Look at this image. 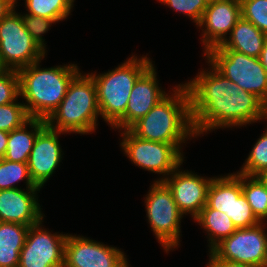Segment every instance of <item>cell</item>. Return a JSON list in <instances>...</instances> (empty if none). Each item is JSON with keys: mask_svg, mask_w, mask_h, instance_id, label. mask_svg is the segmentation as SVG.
<instances>
[{"mask_svg": "<svg viewBox=\"0 0 267 267\" xmlns=\"http://www.w3.org/2000/svg\"><path fill=\"white\" fill-rule=\"evenodd\" d=\"M207 63L209 71H200L184 84L196 136L267 119V106L256 95L246 92Z\"/></svg>", "mask_w": 267, "mask_h": 267, "instance_id": "obj_1", "label": "cell"}, {"mask_svg": "<svg viewBox=\"0 0 267 267\" xmlns=\"http://www.w3.org/2000/svg\"><path fill=\"white\" fill-rule=\"evenodd\" d=\"M129 130L138 138L173 144L182 151L181 143L196 137L186 86H175L171 95L163 98Z\"/></svg>", "mask_w": 267, "mask_h": 267, "instance_id": "obj_2", "label": "cell"}, {"mask_svg": "<svg viewBox=\"0 0 267 267\" xmlns=\"http://www.w3.org/2000/svg\"><path fill=\"white\" fill-rule=\"evenodd\" d=\"M41 61L17 71L20 96L30 118L47 120L58 108L72 79L80 72L77 64L40 68Z\"/></svg>", "mask_w": 267, "mask_h": 267, "instance_id": "obj_3", "label": "cell"}, {"mask_svg": "<svg viewBox=\"0 0 267 267\" xmlns=\"http://www.w3.org/2000/svg\"><path fill=\"white\" fill-rule=\"evenodd\" d=\"M107 73H89L95 83L100 116L120 131L125 130V110L137 79L153 64L146 56H133Z\"/></svg>", "mask_w": 267, "mask_h": 267, "instance_id": "obj_4", "label": "cell"}, {"mask_svg": "<svg viewBox=\"0 0 267 267\" xmlns=\"http://www.w3.org/2000/svg\"><path fill=\"white\" fill-rule=\"evenodd\" d=\"M100 110L92 76L79 72L70 82L58 108L46 124L63 133L91 134L95 132Z\"/></svg>", "mask_w": 267, "mask_h": 267, "instance_id": "obj_5", "label": "cell"}, {"mask_svg": "<svg viewBox=\"0 0 267 267\" xmlns=\"http://www.w3.org/2000/svg\"><path fill=\"white\" fill-rule=\"evenodd\" d=\"M204 55L219 73L267 106V71L258 57L234 50H208Z\"/></svg>", "mask_w": 267, "mask_h": 267, "instance_id": "obj_6", "label": "cell"}, {"mask_svg": "<svg viewBox=\"0 0 267 267\" xmlns=\"http://www.w3.org/2000/svg\"><path fill=\"white\" fill-rule=\"evenodd\" d=\"M146 194V216L159 244L168 253L180 244L181 219L171 190L163 181H154Z\"/></svg>", "mask_w": 267, "mask_h": 267, "instance_id": "obj_7", "label": "cell"}, {"mask_svg": "<svg viewBox=\"0 0 267 267\" xmlns=\"http://www.w3.org/2000/svg\"><path fill=\"white\" fill-rule=\"evenodd\" d=\"M45 53L25 29L15 8L0 21V57L7 69L18 71L43 60Z\"/></svg>", "mask_w": 267, "mask_h": 267, "instance_id": "obj_8", "label": "cell"}, {"mask_svg": "<svg viewBox=\"0 0 267 267\" xmlns=\"http://www.w3.org/2000/svg\"><path fill=\"white\" fill-rule=\"evenodd\" d=\"M120 136L123 138L121 148L130 161L142 169L164 176L156 181L165 180L184 162L183 152L173 144L138 138L129 129L122 130Z\"/></svg>", "mask_w": 267, "mask_h": 267, "instance_id": "obj_9", "label": "cell"}, {"mask_svg": "<svg viewBox=\"0 0 267 267\" xmlns=\"http://www.w3.org/2000/svg\"><path fill=\"white\" fill-rule=\"evenodd\" d=\"M266 223L237 229L222 239L209 252V259H222L253 267H267Z\"/></svg>", "mask_w": 267, "mask_h": 267, "instance_id": "obj_10", "label": "cell"}, {"mask_svg": "<svg viewBox=\"0 0 267 267\" xmlns=\"http://www.w3.org/2000/svg\"><path fill=\"white\" fill-rule=\"evenodd\" d=\"M42 221L29 227L20 251L18 267H64L65 242L68 234H52L42 228Z\"/></svg>", "mask_w": 267, "mask_h": 267, "instance_id": "obj_11", "label": "cell"}, {"mask_svg": "<svg viewBox=\"0 0 267 267\" xmlns=\"http://www.w3.org/2000/svg\"><path fill=\"white\" fill-rule=\"evenodd\" d=\"M123 251L88 237L67 235L64 267H124L128 261Z\"/></svg>", "mask_w": 267, "mask_h": 267, "instance_id": "obj_12", "label": "cell"}, {"mask_svg": "<svg viewBox=\"0 0 267 267\" xmlns=\"http://www.w3.org/2000/svg\"><path fill=\"white\" fill-rule=\"evenodd\" d=\"M178 166L163 182L171 190L177 208L195 219L207 204L208 189L212 178L200 177L193 172L180 171Z\"/></svg>", "mask_w": 267, "mask_h": 267, "instance_id": "obj_13", "label": "cell"}, {"mask_svg": "<svg viewBox=\"0 0 267 267\" xmlns=\"http://www.w3.org/2000/svg\"><path fill=\"white\" fill-rule=\"evenodd\" d=\"M241 17L240 0L210 1L197 25L202 28L204 53L221 45Z\"/></svg>", "mask_w": 267, "mask_h": 267, "instance_id": "obj_14", "label": "cell"}, {"mask_svg": "<svg viewBox=\"0 0 267 267\" xmlns=\"http://www.w3.org/2000/svg\"><path fill=\"white\" fill-rule=\"evenodd\" d=\"M61 133L64 134L46 125L35 139L27 165L31 179L40 188L50 179L62 160L58 140Z\"/></svg>", "mask_w": 267, "mask_h": 267, "instance_id": "obj_15", "label": "cell"}, {"mask_svg": "<svg viewBox=\"0 0 267 267\" xmlns=\"http://www.w3.org/2000/svg\"><path fill=\"white\" fill-rule=\"evenodd\" d=\"M41 188L0 190V222L32 226L43 220L37 191Z\"/></svg>", "mask_w": 267, "mask_h": 267, "instance_id": "obj_16", "label": "cell"}, {"mask_svg": "<svg viewBox=\"0 0 267 267\" xmlns=\"http://www.w3.org/2000/svg\"><path fill=\"white\" fill-rule=\"evenodd\" d=\"M157 72L152 64L135 82L125 110V129H129L140 118L165 98L168 93L158 86Z\"/></svg>", "mask_w": 267, "mask_h": 267, "instance_id": "obj_17", "label": "cell"}, {"mask_svg": "<svg viewBox=\"0 0 267 267\" xmlns=\"http://www.w3.org/2000/svg\"><path fill=\"white\" fill-rule=\"evenodd\" d=\"M267 34L241 17L225 41L209 50H234L250 57H260Z\"/></svg>", "mask_w": 267, "mask_h": 267, "instance_id": "obj_18", "label": "cell"}, {"mask_svg": "<svg viewBox=\"0 0 267 267\" xmlns=\"http://www.w3.org/2000/svg\"><path fill=\"white\" fill-rule=\"evenodd\" d=\"M46 125V120L30 118L20 128L9 132L7 150L3 159L27 163L35 139ZM27 127L32 129L28 131Z\"/></svg>", "mask_w": 267, "mask_h": 267, "instance_id": "obj_19", "label": "cell"}, {"mask_svg": "<svg viewBox=\"0 0 267 267\" xmlns=\"http://www.w3.org/2000/svg\"><path fill=\"white\" fill-rule=\"evenodd\" d=\"M243 193L241 187V174L231 173L214 177L208 189L207 205L232 216L233 196Z\"/></svg>", "mask_w": 267, "mask_h": 267, "instance_id": "obj_20", "label": "cell"}, {"mask_svg": "<svg viewBox=\"0 0 267 267\" xmlns=\"http://www.w3.org/2000/svg\"><path fill=\"white\" fill-rule=\"evenodd\" d=\"M30 226L0 222V267H18L20 251Z\"/></svg>", "mask_w": 267, "mask_h": 267, "instance_id": "obj_21", "label": "cell"}, {"mask_svg": "<svg viewBox=\"0 0 267 267\" xmlns=\"http://www.w3.org/2000/svg\"><path fill=\"white\" fill-rule=\"evenodd\" d=\"M194 221L198 222L204 228V231H206L205 233H207L209 241V251L222 239L229 237L237 230L226 213L212 209L207 204Z\"/></svg>", "mask_w": 267, "mask_h": 267, "instance_id": "obj_22", "label": "cell"}, {"mask_svg": "<svg viewBox=\"0 0 267 267\" xmlns=\"http://www.w3.org/2000/svg\"><path fill=\"white\" fill-rule=\"evenodd\" d=\"M241 187L253 214L260 222L267 220V189L257 176L241 174Z\"/></svg>", "mask_w": 267, "mask_h": 267, "instance_id": "obj_23", "label": "cell"}, {"mask_svg": "<svg viewBox=\"0 0 267 267\" xmlns=\"http://www.w3.org/2000/svg\"><path fill=\"white\" fill-rule=\"evenodd\" d=\"M26 14L55 20L56 22L67 19L74 7L75 0H24Z\"/></svg>", "mask_w": 267, "mask_h": 267, "instance_id": "obj_24", "label": "cell"}, {"mask_svg": "<svg viewBox=\"0 0 267 267\" xmlns=\"http://www.w3.org/2000/svg\"><path fill=\"white\" fill-rule=\"evenodd\" d=\"M25 180L27 188H40L31 179L27 163L0 159V190L19 188L16 183Z\"/></svg>", "mask_w": 267, "mask_h": 267, "instance_id": "obj_25", "label": "cell"}, {"mask_svg": "<svg viewBox=\"0 0 267 267\" xmlns=\"http://www.w3.org/2000/svg\"><path fill=\"white\" fill-rule=\"evenodd\" d=\"M253 145L245 163L237 173L257 176L267 170V129Z\"/></svg>", "mask_w": 267, "mask_h": 267, "instance_id": "obj_26", "label": "cell"}, {"mask_svg": "<svg viewBox=\"0 0 267 267\" xmlns=\"http://www.w3.org/2000/svg\"><path fill=\"white\" fill-rule=\"evenodd\" d=\"M28 116L25 106L17 100L12 103L0 105V131L11 132L26 123Z\"/></svg>", "mask_w": 267, "mask_h": 267, "instance_id": "obj_27", "label": "cell"}, {"mask_svg": "<svg viewBox=\"0 0 267 267\" xmlns=\"http://www.w3.org/2000/svg\"><path fill=\"white\" fill-rule=\"evenodd\" d=\"M242 17L267 34V0H240Z\"/></svg>", "mask_w": 267, "mask_h": 267, "instance_id": "obj_28", "label": "cell"}, {"mask_svg": "<svg viewBox=\"0 0 267 267\" xmlns=\"http://www.w3.org/2000/svg\"><path fill=\"white\" fill-rule=\"evenodd\" d=\"M237 229L251 228L260 223L253 214L245 195L233 196L232 216L230 217Z\"/></svg>", "mask_w": 267, "mask_h": 267, "instance_id": "obj_29", "label": "cell"}, {"mask_svg": "<svg viewBox=\"0 0 267 267\" xmlns=\"http://www.w3.org/2000/svg\"><path fill=\"white\" fill-rule=\"evenodd\" d=\"M176 12H182L193 20L196 25L202 19L203 13L208 6V0H158Z\"/></svg>", "mask_w": 267, "mask_h": 267, "instance_id": "obj_30", "label": "cell"}, {"mask_svg": "<svg viewBox=\"0 0 267 267\" xmlns=\"http://www.w3.org/2000/svg\"><path fill=\"white\" fill-rule=\"evenodd\" d=\"M23 23L25 29L32 36L34 41L39 45V47L46 51V44L44 43L43 34L49 31L52 24L56 23L55 20H51L44 17H39L35 15L22 14Z\"/></svg>", "mask_w": 267, "mask_h": 267, "instance_id": "obj_31", "label": "cell"}, {"mask_svg": "<svg viewBox=\"0 0 267 267\" xmlns=\"http://www.w3.org/2000/svg\"><path fill=\"white\" fill-rule=\"evenodd\" d=\"M20 96L17 71L7 69L0 74V105L15 102Z\"/></svg>", "mask_w": 267, "mask_h": 267, "instance_id": "obj_32", "label": "cell"}, {"mask_svg": "<svg viewBox=\"0 0 267 267\" xmlns=\"http://www.w3.org/2000/svg\"><path fill=\"white\" fill-rule=\"evenodd\" d=\"M206 267H253L247 264L235 263L222 259H209Z\"/></svg>", "mask_w": 267, "mask_h": 267, "instance_id": "obj_33", "label": "cell"}, {"mask_svg": "<svg viewBox=\"0 0 267 267\" xmlns=\"http://www.w3.org/2000/svg\"><path fill=\"white\" fill-rule=\"evenodd\" d=\"M15 0H0V21L16 6Z\"/></svg>", "mask_w": 267, "mask_h": 267, "instance_id": "obj_34", "label": "cell"}, {"mask_svg": "<svg viewBox=\"0 0 267 267\" xmlns=\"http://www.w3.org/2000/svg\"><path fill=\"white\" fill-rule=\"evenodd\" d=\"M9 132L0 131V159L4 157L7 150Z\"/></svg>", "mask_w": 267, "mask_h": 267, "instance_id": "obj_35", "label": "cell"}, {"mask_svg": "<svg viewBox=\"0 0 267 267\" xmlns=\"http://www.w3.org/2000/svg\"><path fill=\"white\" fill-rule=\"evenodd\" d=\"M259 60L261 61L262 66L267 71V38H266L265 43L263 45V49L261 51Z\"/></svg>", "mask_w": 267, "mask_h": 267, "instance_id": "obj_36", "label": "cell"}, {"mask_svg": "<svg viewBox=\"0 0 267 267\" xmlns=\"http://www.w3.org/2000/svg\"><path fill=\"white\" fill-rule=\"evenodd\" d=\"M257 177L260 179V181L265 185L267 189V170L261 172Z\"/></svg>", "mask_w": 267, "mask_h": 267, "instance_id": "obj_37", "label": "cell"}, {"mask_svg": "<svg viewBox=\"0 0 267 267\" xmlns=\"http://www.w3.org/2000/svg\"><path fill=\"white\" fill-rule=\"evenodd\" d=\"M7 70V68L4 66L1 57H0V74L5 72Z\"/></svg>", "mask_w": 267, "mask_h": 267, "instance_id": "obj_38", "label": "cell"}, {"mask_svg": "<svg viewBox=\"0 0 267 267\" xmlns=\"http://www.w3.org/2000/svg\"><path fill=\"white\" fill-rule=\"evenodd\" d=\"M209 2L210 1H228V0H208Z\"/></svg>", "mask_w": 267, "mask_h": 267, "instance_id": "obj_39", "label": "cell"}]
</instances>
